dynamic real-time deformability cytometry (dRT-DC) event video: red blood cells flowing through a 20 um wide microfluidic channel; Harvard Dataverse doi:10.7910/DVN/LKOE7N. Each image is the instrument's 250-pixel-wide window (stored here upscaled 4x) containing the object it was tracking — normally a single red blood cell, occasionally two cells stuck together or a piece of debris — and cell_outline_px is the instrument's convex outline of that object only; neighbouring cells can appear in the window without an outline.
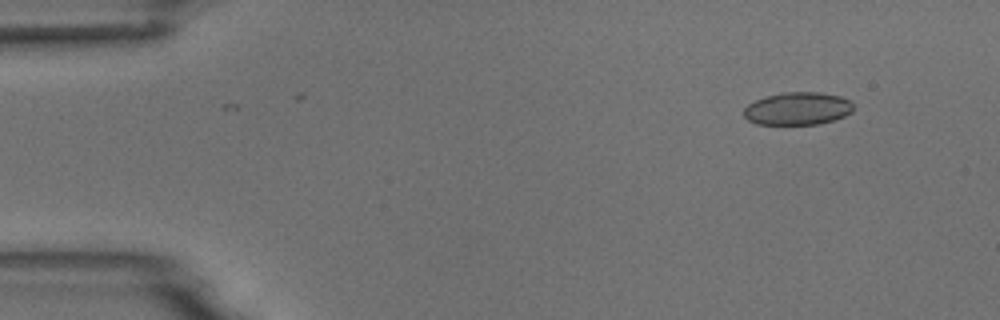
{"species": "common noctule bat (a hibernating species)", "species_latin": "Nyctalus noctula", "temperature_condition": "room temperature", "stored_images_in_passage": 5, "camera_frame_rate_fps": 3000, "um_per_image_px": 0.085, "animal": {"sex": "male", "body_mass_g": 18.8}, "frame": {"image": 1, "passage_image": 2, "time_ms": 1.333, "image_size_px": [1000, 320], "cell_outline_px": [[852, 112], [836, 120], [820, 124], [756, 124], [748, 120], [744, 116], [744, 108], [748, 104], [756, 100], [768, 96], [784, 92], [820, 92], [840, 96], [848, 100], [852, 104]], "centroid_in_image_um": [67.81, 9.24], "position_along_channel_um": 17.2, "area_um2": 20.87}}
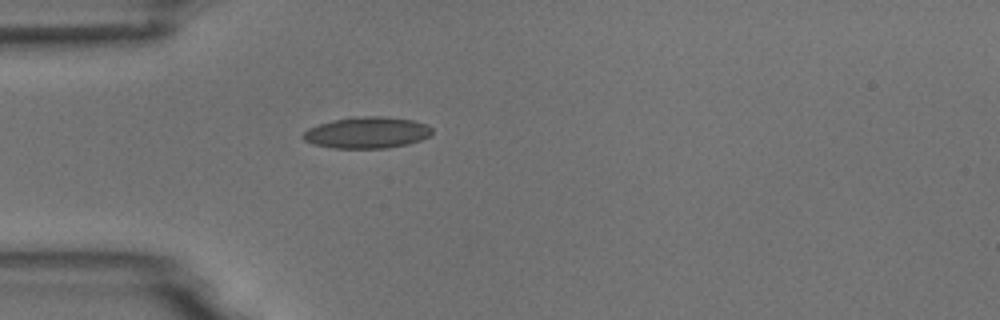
{"frame": {"image": 2, "passage_image": 5, "time_ms": 4.667, "image_size_px": [1000, 320], "cell_outline_px": [[432, 132], [428, 136], [420, 140], [408, 144], [388, 148], [332, 148], [312, 144], [304, 140], [300, 136], [308, 128], [320, 124], [336, 120], [364, 116], [384, 116], [412, 120], [424, 124], [432, 128]], "centroid_in_image_um": [31.17, 11.28], "position_along_channel_um": 53.8, "area_um2": 23.41}}